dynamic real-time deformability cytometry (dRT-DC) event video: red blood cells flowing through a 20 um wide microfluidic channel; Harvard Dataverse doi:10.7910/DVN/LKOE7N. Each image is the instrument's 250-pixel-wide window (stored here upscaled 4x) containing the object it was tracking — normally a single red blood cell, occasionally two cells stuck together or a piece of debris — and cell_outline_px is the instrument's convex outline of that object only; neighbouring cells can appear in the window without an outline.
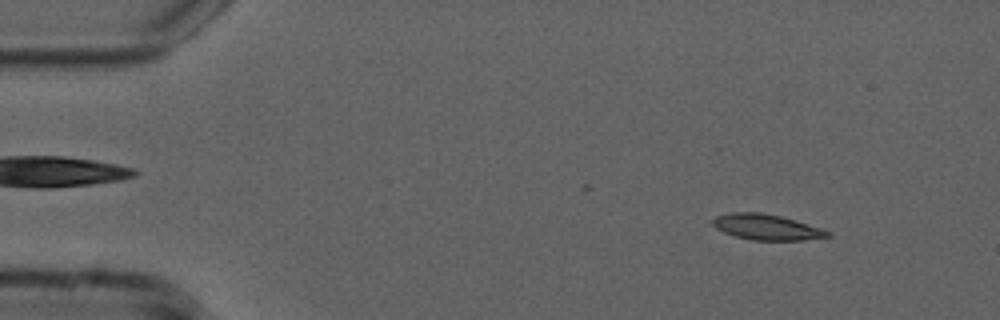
{"species": "common noctule bat (a hibernating species)", "species_latin": "Nyctalus noctula", "temperature_condition": "cold", "stored_images_in_passage": 40, "camera_frame_rate_fps": 3000, "um_per_image_px": 0.085, "animal": {"sex": "male", "forearm_length_mm": 52.5}, "frame": {"image": 1, "passage_image": 5, "time_ms": 1.333, "image_size_px": [1000, 320], "cell_outline_px": [[832, 236], [804, 240], [752, 240], [736, 236], [724, 232], [716, 228], [708, 220], [716, 216], [732, 212], [760, 212], [780, 216], [820, 228], [832, 232]], "centroid_in_image_um": [65.12, 19.3], "position_along_channel_um": 19.9, "area_um2": 17.11}}
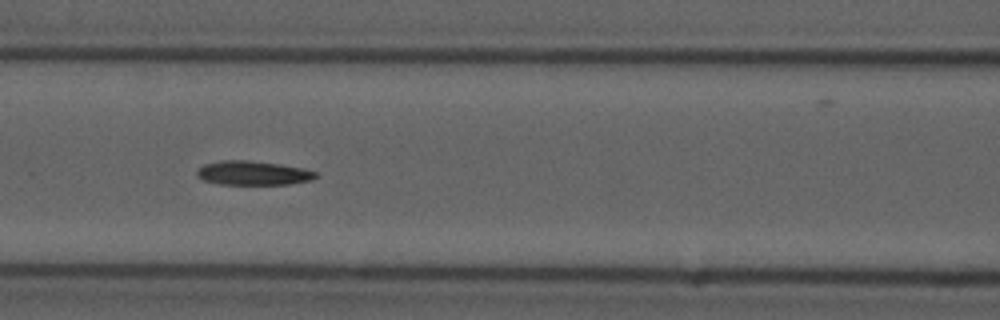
{"frame": {"image": 2, "passage_image": 22, "time_ms": 7.0, "image_size_px": [1000, 320], "cell_outline_px": [[320, 176], [312, 180], [288, 184], [220, 184], [204, 180], [196, 176], [196, 172], [204, 164], [220, 160], [248, 160], [280, 164], [304, 168], [316, 172]], "centroid_in_image_um": [21.53, 14.7], "position_along_channel_um": 145.1, "area_um2": 16.76}}
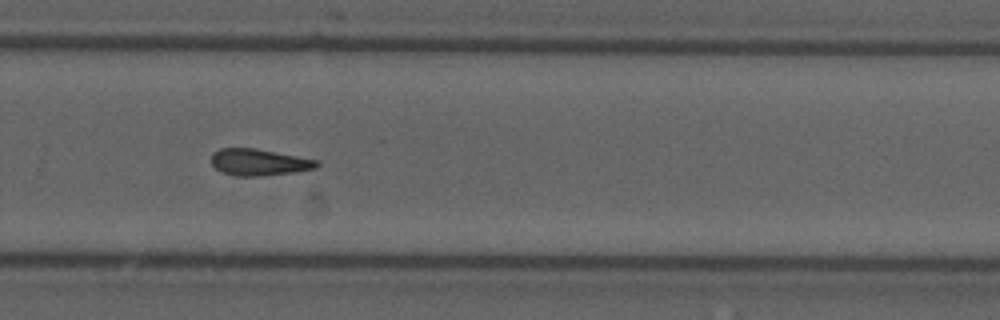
{"frame": {"image": 3, "passage_image": 35, "time_ms": 11.333, "image_size_px": [1000, 320], "cell_outline_px": [[320, 164], [316, 168], [292, 172], [260, 176], [236, 176], [220, 172], [212, 164], [212, 152], [220, 148], [256, 148], [320, 160]], "centroid_in_image_um": [22.02, 13.78], "position_along_channel_um": 307.8, "area_um2": 16.47}}